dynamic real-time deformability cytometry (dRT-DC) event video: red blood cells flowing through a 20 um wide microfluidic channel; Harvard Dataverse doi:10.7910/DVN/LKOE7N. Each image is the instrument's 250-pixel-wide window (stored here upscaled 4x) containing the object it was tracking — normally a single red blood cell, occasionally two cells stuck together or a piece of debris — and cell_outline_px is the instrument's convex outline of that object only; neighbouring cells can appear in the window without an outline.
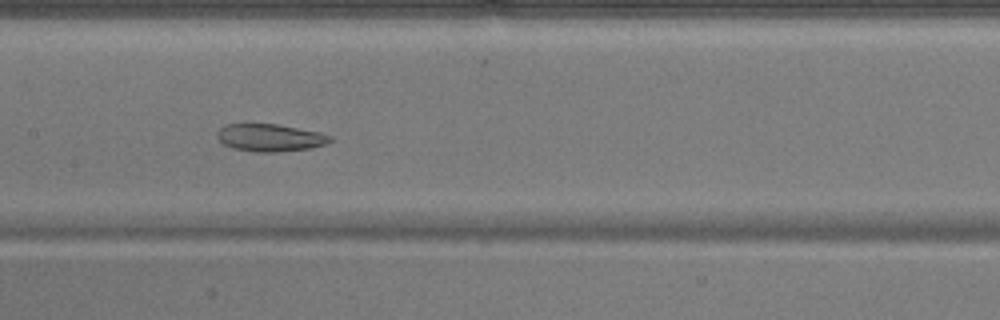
{"species": "common noctule bat (a hibernating species)", "species_latin": "Nyctalus noctula", "temperature_condition": "warm", "stored_images_in_passage": 40, "camera_frame_rate_fps": 3000, "um_per_image_px": 0.085, "animal": {"sex": "male", "body_mass_g": 17.9}, "frame": {"image": 1, "passage_image": 14, "time_ms": 4.333, "image_size_px": [1000, 320], "cell_outline_px": [[332, 140], [324, 144], [308, 148], [276, 152], [256, 152], [232, 148], [224, 144], [216, 136], [216, 132], [224, 124], [276, 124], [320, 132], [332, 136]], "centroid_in_image_um": [22.92, 11.7], "position_along_channel_um": 184.5, "area_um2": 17.98}}
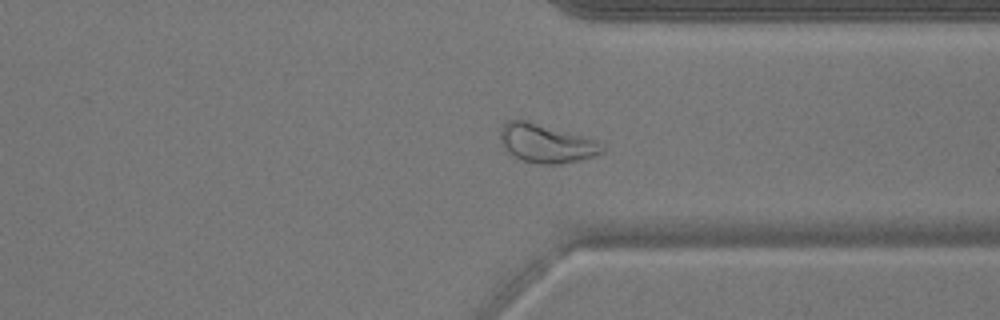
{"frame": {"image": 2, "passage_image": 28, "time_ms": 9.0, "image_size_px": [1000, 320], "cell_outline_px": [[604, 152], [580, 160], [560, 164], [536, 164], [512, 156], [504, 148], [500, 140], [500, 128], [508, 120], [528, 120], [600, 140], [604, 144]], "centroid_in_image_um": [46.46, 12.18], "position_along_channel_um": 364.9, "area_um2": 23.35}}
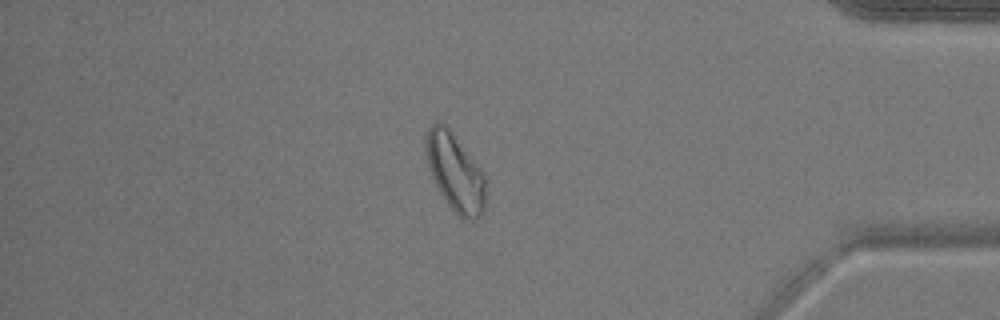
{"frame": {"image": 3, "passage_image": 33, "time_ms": 10.667, "image_size_px": [1000, 320], "cell_outline_px": [[484, 208], [480, 216], [476, 220], [468, 220], [460, 216], [448, 204], [440, 192], [432, 176], [428, 164], [428, 128], [436, 120], [444, 124], [448, 128], [484, 172]], "centroid_in_image_um": [38.72, 14.67], "position_along_channel_um": 396.5, "area_um2": 26.07}, "authors_computed_cell_mechanics": {"area_um2": 21.1837, "velocity_mm_per_s": 3.8747, "shape_relaxation_time_tau1_ms": null, "shape_relaxation_time_tau2_ms": 2.8121, "deformation_change_tau1": null, "deformation_change_tau2": 0.103}}